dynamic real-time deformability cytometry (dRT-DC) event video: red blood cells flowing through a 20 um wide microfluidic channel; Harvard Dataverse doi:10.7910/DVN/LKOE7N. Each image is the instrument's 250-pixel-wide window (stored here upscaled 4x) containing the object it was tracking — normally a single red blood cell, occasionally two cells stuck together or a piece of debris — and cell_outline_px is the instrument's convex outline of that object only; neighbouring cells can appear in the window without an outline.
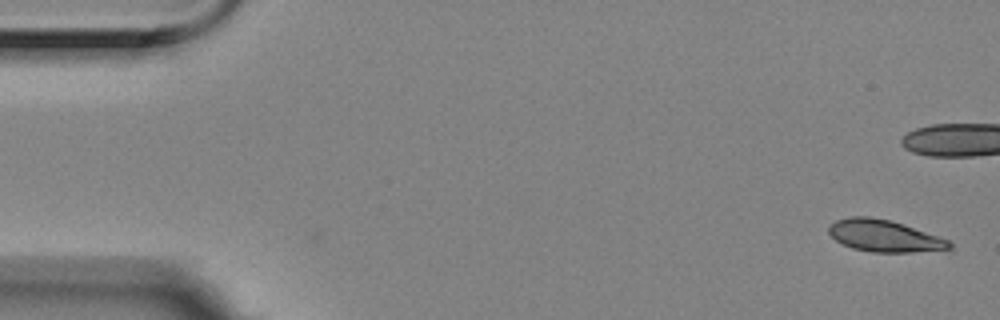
{"species": "Egyptian fruit bat (a non-hibernating species)", "species_latin": "Rousettus aegyptiacus", "temperature_condition": "room temperature", "stored_images_in_passage": 10, "camera_frame_rate_fps": 3000, "um_per_image_px": 0.085, "animal": {"sex": "female"}, "frame": {"image": 1, "passage_image": 1, "time_ms": 0.0, "image_size_px": [1000, 320], "cell_outline_px": [[952, 252], [872, 252], [852, 248], [836, 240], [828, 232], [828, 228], [836, 220], [852, 216], [868, 216], [888, 220], [904, 224], [948, 240], [952, 244]], "centroid_in_image_um": [75.26, 20.08], "position_along_channel_um": 9.7, "area_um2": 22.6}}